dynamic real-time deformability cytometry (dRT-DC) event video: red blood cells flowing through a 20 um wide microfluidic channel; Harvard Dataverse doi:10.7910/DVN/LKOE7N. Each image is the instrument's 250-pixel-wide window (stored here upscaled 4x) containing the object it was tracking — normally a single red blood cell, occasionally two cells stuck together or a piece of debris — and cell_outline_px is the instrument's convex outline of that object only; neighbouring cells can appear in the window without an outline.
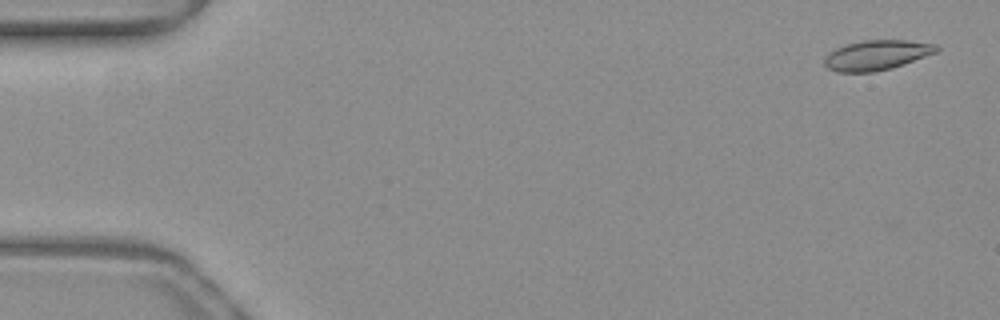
{"species": "common noctule bat (a hibernating species)", "species_latin": "Nyctalus noctula", "temperature_condition": "warm", "stored_images_in_passage": 51, "camera_frame_rate_fps": 3000, "um_per_image_px": 0.085, "animal": {"sex": "female", "body_mass_g": 19.3, "forearm_length_mm": 54.1}, "frame": {"image": 1, "passage_image": 2, "time_ms": 0.333, "image_size_px": [1000, 320], "cell_outline_px": [[940, 48], [936, 52], [904, 64], [892, 68], [872, 72], [836, 72], [828, 68], [824, 64], [824, 56], [828, 52], [844, 44], [864, 40], [908, 40], [936, 44]], "centroid_in_image_um": [74.48, 4.68], "position_along_channel_um": 10.5, "area_um2": 19.65}}
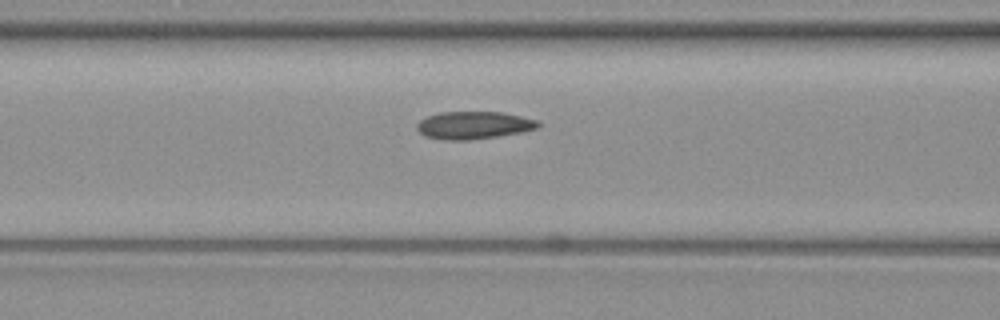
{"frame": {"image": 2, "passage_image": 21, "time_ms": 6.667, "image_size_px": [1000, 320], "cell_outline_px": [[540, 124], [536, 128], [520, 132], [496, 136], [468, 140], [444, 140], [424, 136], [416, 128], [416, 124], [420, 120], [428, 116], [440, 112], [500, 112], [520, 116], [536, 120]], "centroid_in_image_um": [40.2, 10.64], "position_along_channel_um": 126.4, "area_um2": 19.25}}
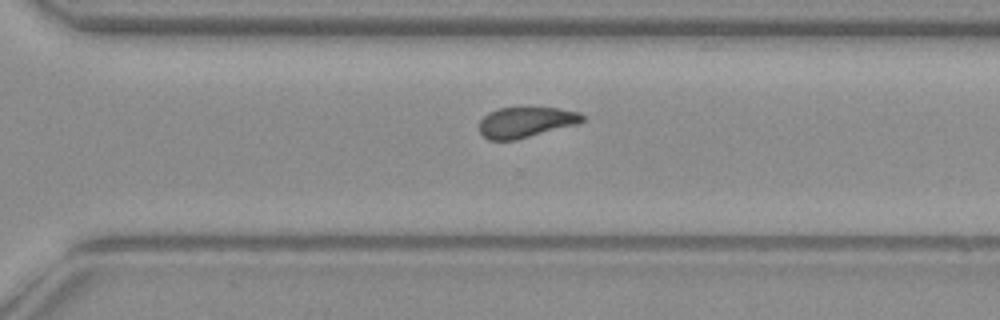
{"frame": {"image": 3, "passage_image": 36, "time_ms": 11.667, "image_size_px": [1000, 320], "cell_outline_px": [[584, 120], [576, 124], [516, 140], [488, 140], [480, 132], [480, 120], [488, 112], [496, 108], [560, 108], [580, 112], [584, 116]], "centroid_in_image_um": [44.68, 10.38], "position_along_channel_um": 325.9, "area_um2": 18.26}, "authors_computed_cell_mechanics": {"area_um2": 19.1896, "velocity_mm_per_s": 4.0029, "shape_relaxation_time_tau1_ms": 10.6775, "shape_relaxation_time_tau2_ms": 2.342, "deformation_change_tau1": 0.1953, "deformation_change_tau2": 0.0837}}